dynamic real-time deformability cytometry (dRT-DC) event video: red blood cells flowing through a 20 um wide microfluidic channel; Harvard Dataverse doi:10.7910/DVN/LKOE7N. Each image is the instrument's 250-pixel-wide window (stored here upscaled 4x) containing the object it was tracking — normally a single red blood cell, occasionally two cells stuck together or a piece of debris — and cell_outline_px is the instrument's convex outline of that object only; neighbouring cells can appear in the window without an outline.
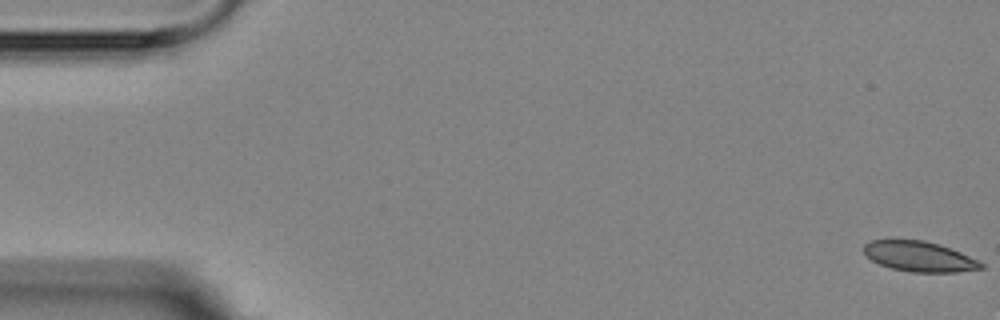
{"species": "Egyptian fruit bat (a non-hibernating species)", "species_latin": "Rousettus aegyptiacus", "temperature_condition": "room temperature", "stored_images_in_passage": 5, "camera_frame_rate_fps": 3000, "um_per_image_px": 0.085, "animal": {"sex": "female"}, "frame": {"image": 1, "passage_image": 1, "time_ms": 0.0, "image_size_px": [1000, 320], "cell_outline_px": [[984, 268], [956, 272], [912, 272], [892, 268], [880, 264], [872, 260], [864, 252], [864, 244], [872, 240], [924, 240], [940, 244], [960, 252], [984, 264]], "centroid_in_image_um": [78.14, 21.8], "position_along_channel_um": 6.9, "area_um2": 20.4}}
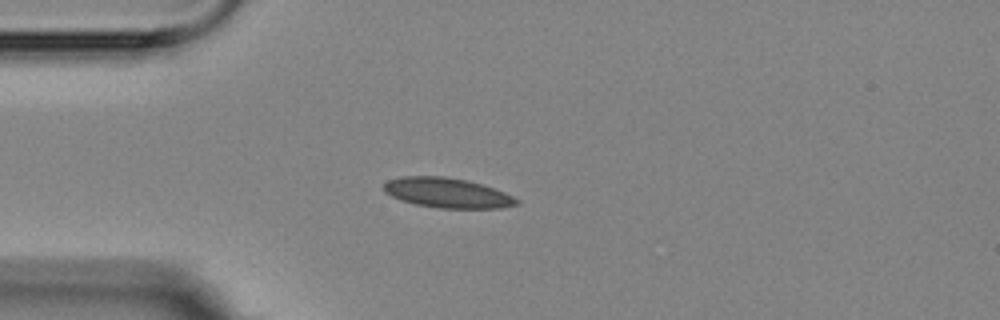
{"frame": {"image": 2, "passage_image": 5, "time_ms": 4.667, "image_size_px": [1000, 320], "cell_outline_px": [[520, 204], [500, 208], [440, 208], [416, 204], [400, 200], [384, 192], [384, 184], [388, 180], [400, 176], [444, 176], [468, 180], [504, 192], [520, 200]], "centroid_in_image_um": [38.01, 16.39], "position_along_channel_um": 47.0, "area_um2": 23.12}}